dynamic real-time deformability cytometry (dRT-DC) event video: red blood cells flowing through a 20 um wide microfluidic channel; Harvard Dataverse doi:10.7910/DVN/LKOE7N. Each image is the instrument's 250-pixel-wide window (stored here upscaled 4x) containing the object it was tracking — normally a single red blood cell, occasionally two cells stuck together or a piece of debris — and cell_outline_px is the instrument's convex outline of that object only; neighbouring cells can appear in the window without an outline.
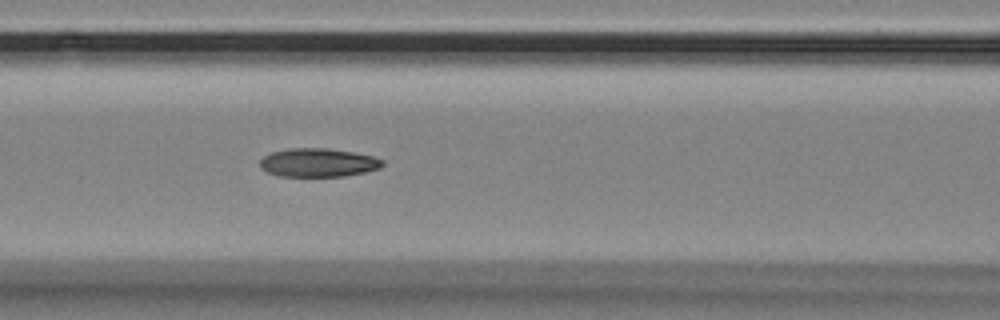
{"species": "Egyptian fruit bat (a non-hibernating species)", "species_latin": "Rousettus aegyptiacus", "temperature_condition": "room temperature", "stored_images_in_passage": 4, "segment_of_instrument_passage": [1, 2], "camera_frame_rate_fps": 3000, "um_per_image_px": 0.085, "animal": {"sex": "female"}, "frame": {"image": 1, "passage_image": 3, "time_ms": 0.667, "image_size_px": [1000, 320], "cell_outline_px": [[384, 164], [380, 168], [364, 172], [344, 176], [276, 176], [260, 168], [260, 160], [264, 156], [272, 152], [288, 148], [328, 148], [352, 152], [372, 156], [384, 160]], "centroid_in_image_um": [27.03, 13.82], "position_along_channel_um": 139.6, "area_um2": 20.4}}